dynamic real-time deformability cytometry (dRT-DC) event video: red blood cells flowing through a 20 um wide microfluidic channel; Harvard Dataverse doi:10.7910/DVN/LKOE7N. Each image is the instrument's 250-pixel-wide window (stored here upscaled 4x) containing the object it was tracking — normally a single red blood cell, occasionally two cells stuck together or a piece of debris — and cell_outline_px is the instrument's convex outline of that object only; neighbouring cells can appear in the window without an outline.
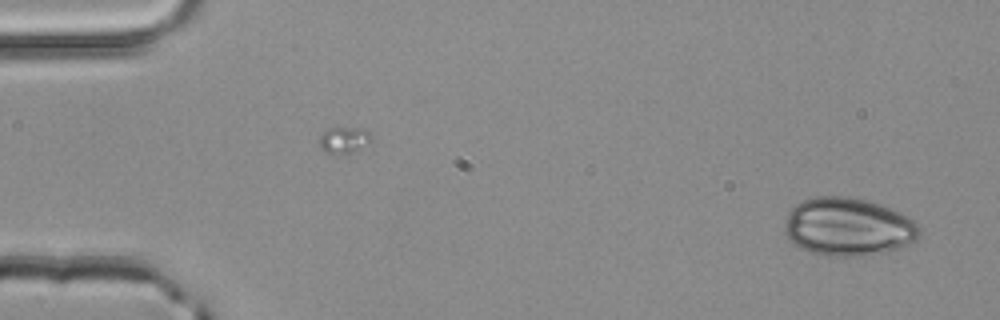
{"species": "common noctule bat (a hibernating species)", "species_latin": "Nyctalus noctula", "temperature_condition": "room temperature", "stored_images_in_passage": 4, "camera_frame_rate_fps": 3000, "um_per_image_px": 0.085, "animal": {"sex": "male", "body_mass_g": 20.4}, "frame": {"image": 1, "passage_image": 4, "time_ms": 1.0, "image_size_px": [1000, 320], "cell_outline_px": [[920, 232], [916, 240], [908, 248], [868, 256], [828, 256], [808, 252], [792, 244], [788, 240], [784, 232], [784, 224], [788, 212], [796, 204], [804, 200], [820, 196], [844, 196], [864, 200], [880, 204], [900, 212], [908, 216], [920, 228]], "centroid_in_image_um": [72.1, 19.32], "position_along_channel_um": 12.9, "area_um2": 46.41}}